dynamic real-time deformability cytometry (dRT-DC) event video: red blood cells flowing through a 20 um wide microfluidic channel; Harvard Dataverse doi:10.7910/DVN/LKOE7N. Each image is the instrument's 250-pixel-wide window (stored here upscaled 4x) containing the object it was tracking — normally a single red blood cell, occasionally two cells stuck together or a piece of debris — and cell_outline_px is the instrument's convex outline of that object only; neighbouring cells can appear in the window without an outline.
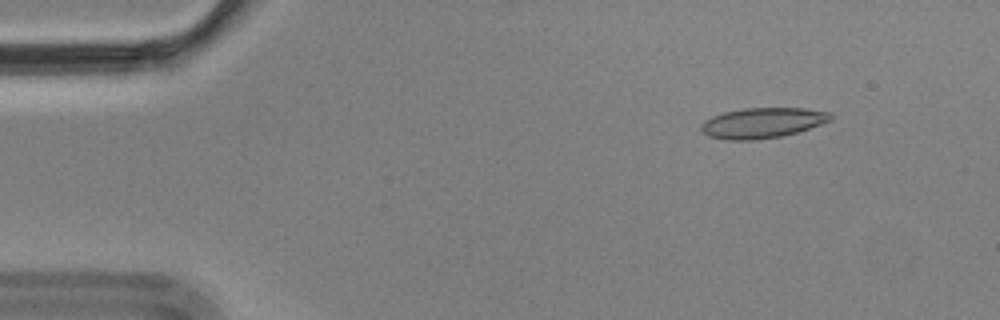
{"species": "Egyptian fruit bat (a non-hibernating species)", "species_latin": "Rousettus aegyptiacus", "temperature_condition": "cold", "stored_images_in_passage": 6, "camera_frame_rate_fps": 3000, "um_per_image_px": 0.085, "animal": {"sex": "male"}, "frame": {"image": 1, "passage_image": 2, "time_ms": 0.333, "image_size_px": [1000, 320], "cell_outline_px": [[832, 120], [796, 132], [780, 136], [752, 140], [724, 140], [708, 136], [700, 128], [700, 124], [704, 120], [712, 116], [724, 112], [744, 108], [804, 108], [832, 112]], "centroid_in_image_um": [64.78, 10.44], "position_along_channel_um": 20.2, "area_um2": 22.89}}
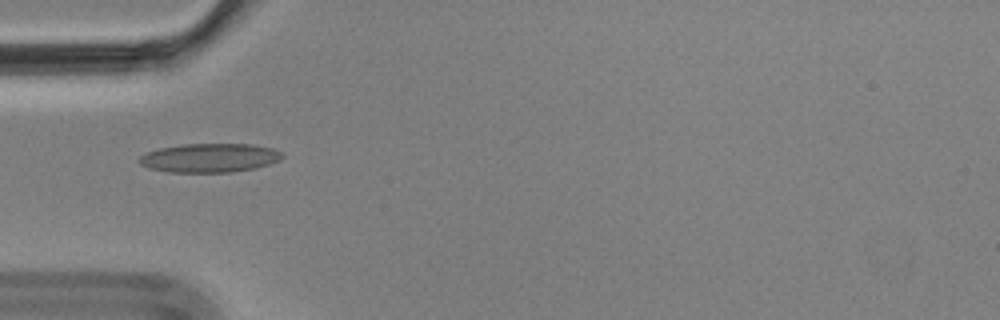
{"frame": {"image": 2, "passage_image": 5, "time_ms": 1.333, "image_size_px": [1000, 320], "cell_outline_px": [[284, 156], [280, 160], [256, 168], [232, 172], [168, 172], [148, 168], [140, 164], [140, 156], [148, 152], [160, 148], [180, 144], [252, 144], [272, 148], [280, 152]], "centroid_in_image_um": [17.82, 13.42], "position_along_channel_um": 67.2, "area_um2": 24.04}}